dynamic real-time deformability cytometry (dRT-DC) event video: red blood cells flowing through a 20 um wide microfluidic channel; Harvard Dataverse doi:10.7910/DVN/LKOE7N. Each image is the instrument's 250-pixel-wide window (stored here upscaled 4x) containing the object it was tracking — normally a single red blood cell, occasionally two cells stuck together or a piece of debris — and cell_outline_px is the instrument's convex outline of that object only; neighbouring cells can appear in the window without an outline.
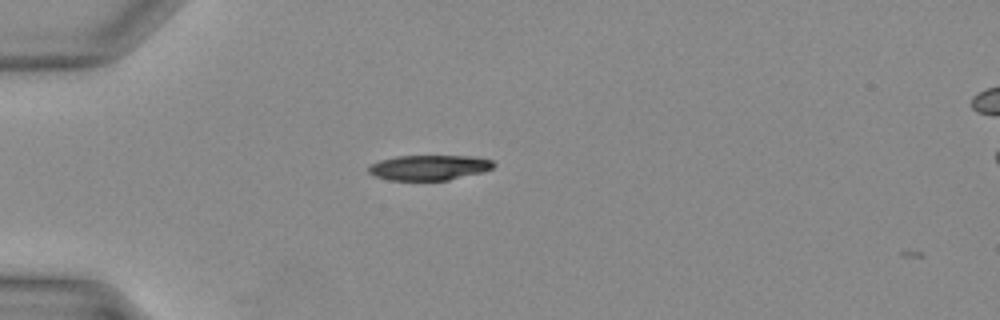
{"species": "Egyptian fruit bat (a non-hibernating species)", "species_latin": "Rousettus aegyptiacus", "temperature_condition": "warm", "stored_images_in_passage": 3, "camera_frame_rate_fps": 3000, "um_per_image_px": 0.085, "animal": {"sex": "female"}, "frame": {"image": 1, "passage_image": 1, "time_ms": 0.0, "image_size_px": [1000, 320], "cell_outline_px": [[496, 164], [492, 168], [484, 172], [448, 180], [392, 180], [376, 176], [368, 172], [368, 168], [372, 164], [380, 160], [396, 156], [472, 156], [492, 160]], "centroid_in_image_um": [36.51, 14.24], "position_along_channel_um": 48.5, "area_um2": 18.26}}